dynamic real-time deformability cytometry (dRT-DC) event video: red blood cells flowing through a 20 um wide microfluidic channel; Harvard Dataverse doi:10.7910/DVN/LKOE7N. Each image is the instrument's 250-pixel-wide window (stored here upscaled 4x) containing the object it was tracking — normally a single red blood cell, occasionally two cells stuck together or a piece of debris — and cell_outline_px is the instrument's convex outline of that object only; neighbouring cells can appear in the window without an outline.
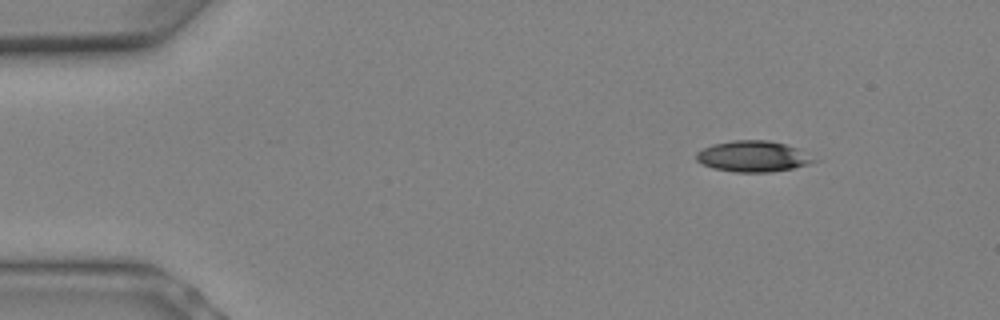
{"species": "Egyptian fruit bat (a non-hibernating species)", "species_latin": "Rousettus aegyptiacus", "temperature_condition": "warm", "stored_images_in_passage": 9, "camera_frame_rate_fps": 3000, "um_per_image_px": 0.085, "animal": {"sex": "female"}, "frame": {"image": 1, "passage_image": 1, "time_ms": 0.0, "image_size_px": [1000, 320], "cell_outline_px": [[820, 160], [808, 164], [792, 168], [772, 172], [736, 172], [712, 168], [696, 160], [696, 152], [712, 144], [732, 140], [768, 140], [784, 144], [796, 148]], "centroid_in_image_um": [64.0, 13.29], "position_along_channel_um": 21.0, "area_um2": 21.15}}
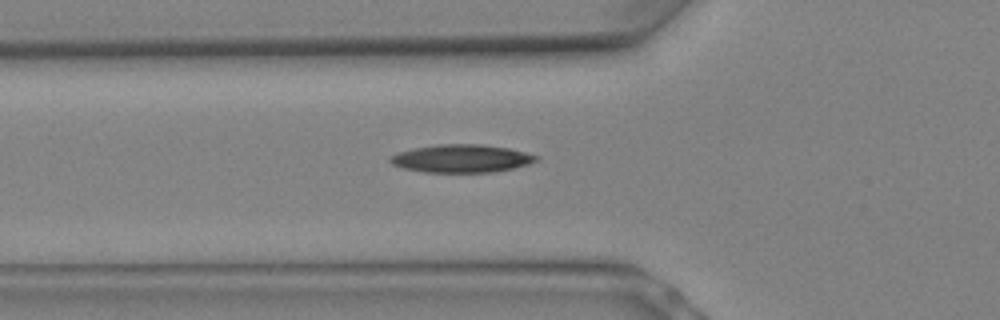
{"frame": {"image": 2, "passage_image": 6, "time_ms": 1.667, "image_size_px": [1000, 320], "cell_outline_px": [[540, 160], [528, 164], [512, 168], [492, 172], [424, 172], [404, 168], [392, 164], [388, 160], [388, 156], [396, 152], [412, 148], [436, 144], [480, 144], [508, 148], [540, 156]], "centroid_in_image_um": [39.19, 13.46], "position_along_channel_um": 86.6, "area_um2": 23.93}}
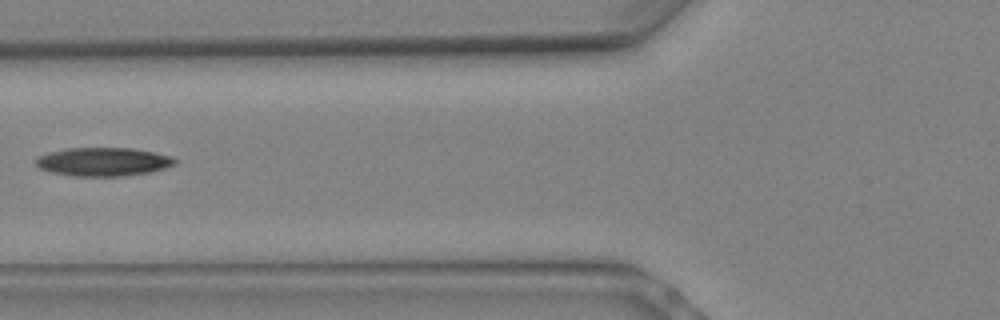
{"frame": {"image": 3, "passage_image": 7, "time_ms": 2.0, "image_size_px": [1000, 320], "cell_outline_px": [[176, 164], [164, 168], [148, 172], [124, 176], [72, 176], [52, 172], [40, 168], [36, 164], [36, 156], [48, 152], [68, 148], [132, 148], [156, 152], [172, 156], [176, 160]], "centroid_in_image_um": [8.77, 13.74], "position_along_channel_um": 117.0, "area_um2": 23.18}}